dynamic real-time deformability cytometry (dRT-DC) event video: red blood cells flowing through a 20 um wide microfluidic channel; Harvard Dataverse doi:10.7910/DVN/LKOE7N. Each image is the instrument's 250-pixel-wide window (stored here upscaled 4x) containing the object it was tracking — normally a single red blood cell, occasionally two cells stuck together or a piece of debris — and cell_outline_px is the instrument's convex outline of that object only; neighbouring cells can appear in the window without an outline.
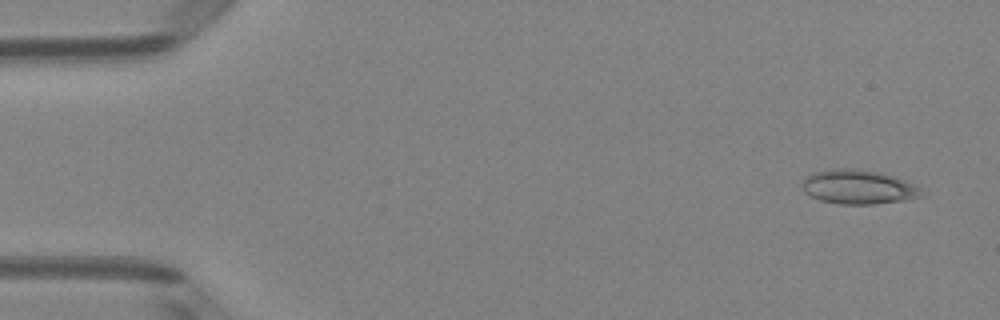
{"species": "Egyptian fruit bat (a non-hibernating species)", "species_latin": "Rousettus aegyptiacus", "temperature_condition": "room temperature", "stored_images_in_passage": 50, "camera_frame_rate_fps": 3000, "um_per_image_px": 0.085, "animal": {"sex": "female"}, "frame": {"image": 1, "passage_image": 3, "time_ms": 0.667, "image_size_px": [1000, 320], "cell_outline_px": [[924, 196], [904, 200], [872, 204], [840, 204], [820, 200], [804, 192], [804, 176], [812, 172], [828, 168], [860, 168], [880, 172], [904, 180], [920, 188]], "centroid_in_image_um": [72.93, 15.87], "position_along_channel_um": 12.1, "area_um2": 23.87}}
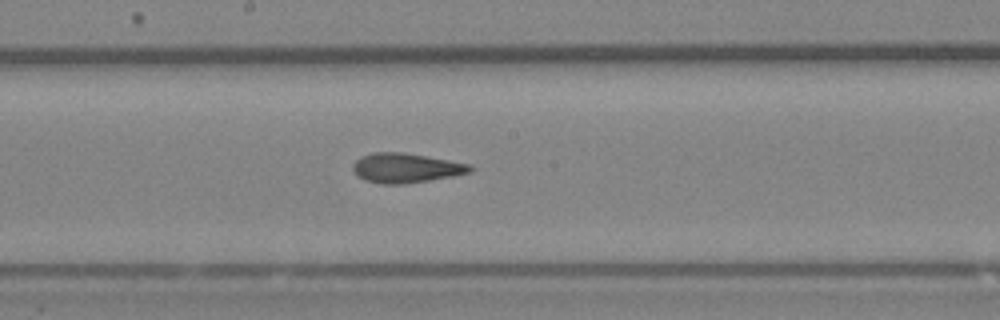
{"frame": {"image": 2, "passage_image": 27, "time_ms": 8.667, "image_size_px": [1000, 320], "cell_outline_px": [[476, 168], [472, 172], [452, 176], [404, 184], [380, 184], [364, 180], [352, 168], [352, 164], [360, 156], [372, 152], [404, 152], [472, 164]], "centroid_in_image_um": [34.53, 14.27], "position_along_channel_um": 213.7, "area_um2": 20.35}}
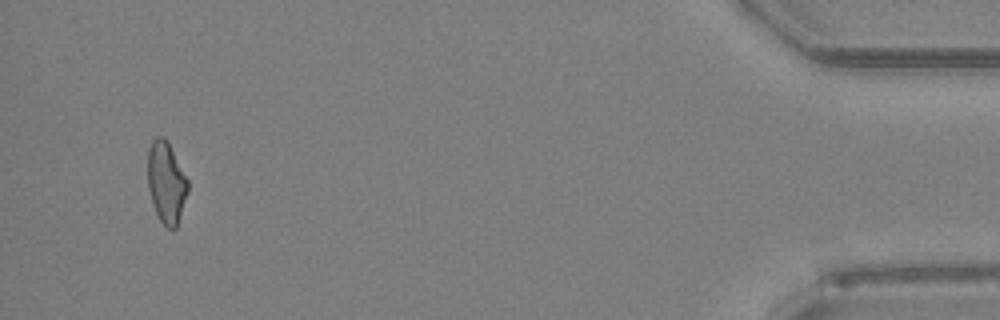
{"frame": {"image": 3, "passage_image": 48, "time_ms": 15.667, "image_size_px": [1000, 320], "cell_outline_px": [[188, 192], [176, 228], [168, 228], [160, 220], [152, 204], [148, 188], [148, 148], [152, 140], [156, 136], [164, 136], [168, 140], [188, 180]], "centroid_in_image_um": [14.13, 15.46], "position_along_channel_um": 421.1, "area_um2": 19.13}, "authors_computed_cell_mechanics": {"area_um2": 20.2589, "velocity_mm_per_s": 4.0702, "shape_relaxation_time_tau1_ms": 8.5753, "shape_relaxation_time_tau2_ms": 1.4236, "deformation_change_tau1": 0.2093, "deformation_change_tau2": 0.0961}}